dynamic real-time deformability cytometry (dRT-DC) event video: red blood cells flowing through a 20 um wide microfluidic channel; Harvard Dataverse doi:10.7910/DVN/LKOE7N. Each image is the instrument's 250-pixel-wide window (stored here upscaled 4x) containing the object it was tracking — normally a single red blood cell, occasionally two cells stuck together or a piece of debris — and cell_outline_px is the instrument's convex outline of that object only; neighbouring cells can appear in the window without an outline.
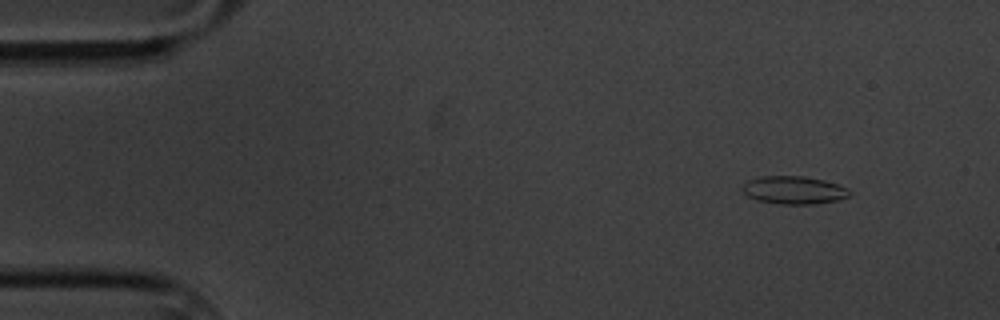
{"species": "common noctule bat (a hibernating species)", "species_latin": "Nyctalus noctula", "temperature_condition": "cold", "stored_images_in_passage": 54, "camera_frame_rate_fps": 3000, "um_per_image_px": 0.085, "animal": {"sex": "male", "body_mass_g": 20.1, "forearm_length_mm": 53.5}, "frame": {"image": 1, "passage_image": 1, "time_ms": 0.0, "image_size_px": [1000, 320], "cell_outline_px": [[852, 192], [848, 196], [840, 200], [816, 204], [776, 204], [756, 200], [748, 196], [744, 192], [744, 184], [748, 180], [760, 176], [804, 176], [824, 180], [848, 188]], "centroid_in_image_um": [67.51, 16.17], "position_along_channel_um": 17.5, "area_um2": 17.51}}
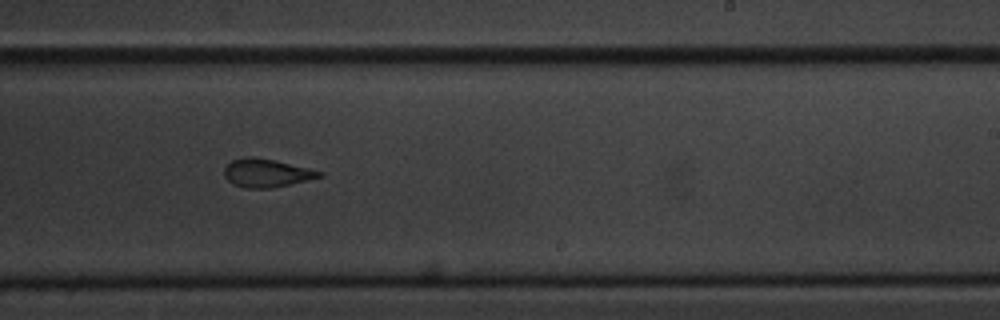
{"frame": {"image": 2, "passage_image": 31, "time_ms": 10.0, "image_size_px": [1000, 320], "cell_outline_px": [[324, 176], [272, 188], [244, 188], [232, 184], [224, 176], [224, 168], [232, 160], [244, 156], [256, 156], [276, 160], [324, 172]], "centroid_in_image_um": [22.63, 14.69], "position_along_channel_um": 266.4, "area_um2": 15.84}}
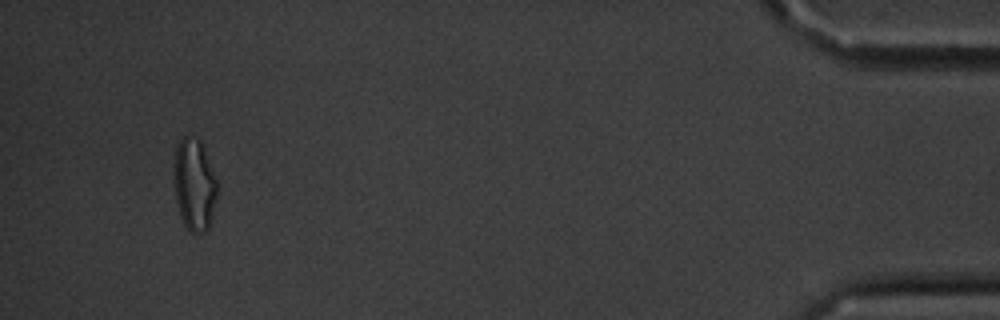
{"frame": {"image": 3, "passage_image": 51, "time_ms": 16.667, "image_size_px": [1000, 320], "cell_outline_px": [[216, 196], [212, 216], [208, 228], [204, 232], [192, 232], [184, 224], [180, 216], [176, 200], [172, 180], [172, 172], [176, 148], [180, 140], [184, 136], [188, 136], [200, 140], [216, 180]], "centroid_in_image_um": [16.47, 15.69], "position_along_channel_um": 418.7, "area_um2": 23.0}, "authors_computed_cell_mechanics": {"area_um2": 16.6753, "velocity_mm_per_s": 3.3746, "shape_relaxation_time_tau1_ms": 3.8448, "shape_relaxation_time_tau2_ms": 1.1966, "deformation_change_tau1": 0.1328, "deformation_change_tau2": 0.0789}}